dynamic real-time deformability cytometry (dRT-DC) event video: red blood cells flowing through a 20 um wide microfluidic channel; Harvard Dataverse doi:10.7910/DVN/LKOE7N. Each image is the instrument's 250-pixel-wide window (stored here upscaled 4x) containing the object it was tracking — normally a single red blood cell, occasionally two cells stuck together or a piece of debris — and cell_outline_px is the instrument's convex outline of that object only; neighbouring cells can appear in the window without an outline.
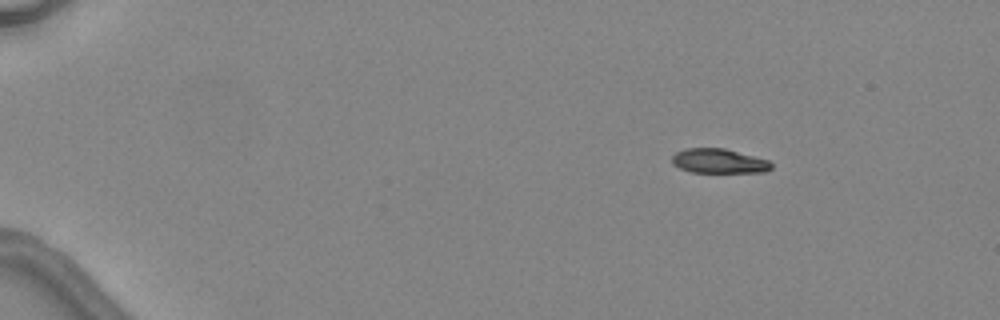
{"species": "common noctule bat (a hibernating species)", "species_latin": "Nyctalus noctula", "temperature_condition": "warm", "stored_images_in_passage": 5, "camera_frame_rate_fps": 3000, "um_per_image_px": 0.085, "animal": {"sex": "female", "body_mass_g": 24.6, "forearm_length_mm": 56.2}, "frame": {"image": 1, "passage_image": 1, "time_ms": 0.0, "image_size_px": [1000, 320], "cell_outline_px": [[772, 168], [764, 172], [692, 172], [680, 168], [672, 164], [672, 156], [676, 152], [684, 148], [724, 148], [768, 160], [772, 164]], "centroid_in_image_um": [61.08, 13.68], "position_along_channel_um": 23.9, "area_um2": 14.1}}
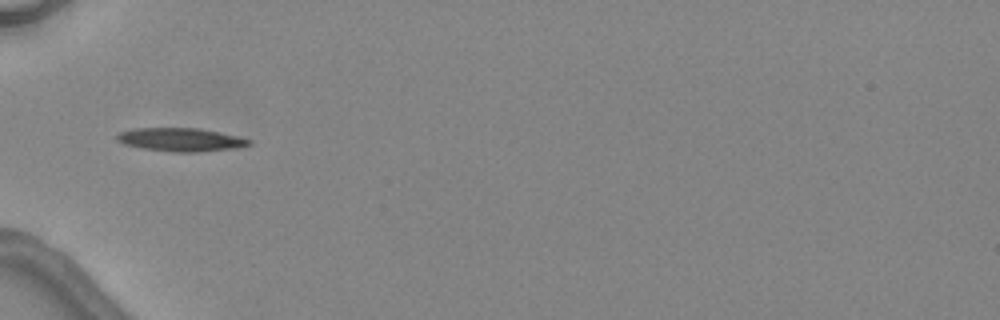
{"frame": {"image": 2, "passage_image": 4, "time_ms": 3.667, "image_size_px": [1000, 320], "cell_outline_px": [[252, 144], [232, 148], [196, 152], [172, 152], [144, 148], [124, 144], [116, 140], [116, 136], [120, 132], [136, 128], [200, 128], [236, 136], [252, 140]], "centroid_in_image_um": [15.34, 11.86], "position_along_channel_um": 69.7, "area_um2": 17.74}}